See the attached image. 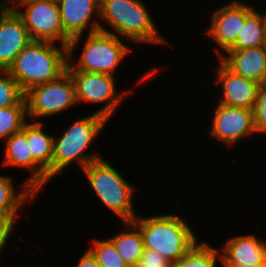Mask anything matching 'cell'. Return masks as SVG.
I'll return each instance as SVG.
<instances>
[{
    "instance_id": "ac0fdd59",
    "label": "cell",
    "mask_w": 266,
    "mask_h": 267,
    "mask_svg": "<svg viewBox=\"0 0 266 267\" xmlns=\"http://www.w3.org/2000/svg\"><path fill=\"white\" fill-rule=\"evenodd\" d=\"M42 121L26 122V139L33 159L47 172V183L52 180L54 135L45 132Z\"/></svg>"
},
{
    "instance_id": "ba28073f",
    "label": "cell",
    "mask_w": 266,
    "mask_h": 267,
    "mask_svg": "<svg viewBox=\"0 0 266 267\" xmlns=\"http://www.w3.org/2000/svg\"><path fill=\"white\" fill-rule=\"evenodd\" d=\"M9 5L22 18L32 41H48L68 47L71 39L64 33L57 2L12 1Z\"/></svg>"
},
{
    "instance_id": "44dd1931",
    "label": "cell",
    "mask_w": 266,
    "mask_h": 267,
    "mask_svg": "<svg viewBox=\"0 0 266 267\" xmlns=\"http://www.w3.org/2000/svg\"><path fill=\"white\" fill-rule=\"evenodd\" d=\"M265 45L264 13L255 9L246 19L235 43L228 50H243Z\"/></svg>"
},
{
    "instance_id": "3957f363",
    "label": "cell",
    "mask_w": 266,
    "mask_h": 267,
    "mask_svg": "<svg viewBox=\"0 0 266 267\" xmlns=\"http://www.w3.org/2000/svg\"><path fill=\"white\" fill-rule=\"evenodd\" d=\"M67 63V46L48 41H31L7 72L25 93L34 86L57 79L66 71Z\"/></svg>"
},
{
    "instance_id": "5bb4252c",
    "label": "cell",
    "mask_w": 266,
    "mask_h": 267,
    "mask_svg": "<svg viewBox=\"0 0 266 267\" xmlns=\"http://www.w3.org/2000/svg\"><path fill=\"white\" fill-rule=\"evenodd\" d=\"M214 78L216 86L220 84L222 88L218 103L254 109L261 84L234 74L220 60Z\"/></svg>"
},
{
    "instance_id": "4fadbf2b",
    "label": "cell",
    "mask_w": 266,
    "mask_h": 267,
    "mask_svg": "<svg viewBox=\"0 0 266 267\" xmlns=\"http://www.w3.org/2000/svg\"><path fill=\"white\" fill-rule=\"evenodd\" d=\"M31 41L22 18L9 4H0V70L7 71Z\"/></svg>"
},
{
    "instance_id": "ffe728a7",
    "label": "cell",
    "mask_w": 266,
    "mask_h": 267,
    "mask_svg": "<svg viewBox=\"0 0 266 267\" xmlns=\"http://www.w3.org/2000/svg\"><path fill=\"white\" fill-rule=\"evenodd\" d=\"M23 187L17 193L15 182L12 177L0 174V210L10 214H20V209L24 203L31 204L38 197L36 193L25 181L21 184ZM34 199V200H33ZM23 205V206H22Z\"/></svg>"
},
{
    "instance_id": "d6986e66",
    "label": "cell",
    "mask_w": 266,
    "mask_h": 267,
    "mask_svg": "<svg viewBox=\"0 0 266 267\" xmlns=\"http://www.w3.org/2000/svg\"><path fill=\"white\" fill-rule=\"evenodd\" d=\"M123 229L108 239L129 267H136L144 251L143 238L139 227L133 221L122 222ZM126 226V227H125Z\"/></svg>"
},
{
    "instance_id": "7402d4cb",
    "label": "cell",
    "mask_w": 266,
    "mask_h": 267,
    "mask_svg": "<svg viewBox=\"0 0 266 267\" xmlns=\"http://www.w3.org/2000/svg\"><path fill=\"white\" fill-rule=\"evenodd\" d=\"M218 250L206 242L197 241L172 267H216L219 262L222 263Z\"/></svg>"
},
{
    "instance_id": "cb8c5ba5",
    "label": "cell",
    "mask_w": 266,
    "mask_h": 267,
    "mask_svg": "<svg viewBox=\"0 0 266 267\" xmlns=\"http://www.w3.org/2000/svg\"><path fill=\"white\" fill-rule=\"evenodd\" d=\"M87 248L96 258L100 267H129L118 254L114 244L108 239H93Z\"/></svg>"
},
{
    "instance_id": "2e32d148",
    "label": "cell",
    "mask_w": 266,
    "mask_h": 267,
    "mask_svg": "<svg viewBox=\"0 0 266 267\" xmlns=\"http://www.w3.org/2000/svg\"><path fill=\"white\" fill-rule=\"evenodd\" d=\"M219 250L222 265L263 264L266 261V241L254 234H243L228 238Z\"/></svg>"
},
{
    "instance_id": "4dcf8cb0",
    "label": "cell",
    "mask_w": 266,
    "mask_h": 267,
    "mask_svg": "<svg viewBox=\"0 0 266 267\" xmlns=\"http://www.w3.org/2000/svg\"><path fill=\"white\" fill-rule=\"evenodd\" d=\"M13 1H51V2H57L58 0H13Z\"/></svg>"
},
{
    "instance_id": "7c38bea8",
    "label": "cell",
    "mask_w": 266,
    "mask_h": 267,
    "mask_svg": "<svg viewBox=\"0 0 266 267\" xmlns=\"http://www.w3.org/2000/svg\"><path fill=\"white\" fill-rule=\"evenodd\" d=\"M209 133L231 148L246 136L257 135L252 109L216 104ZM252 134V135H251Z\"/></svg>"
},
{
    "instance_id": "7a4b0ae2",
    "label": "cell",
    "mask_w": 266,
    "mask_h": 267,
    "mask_svg": "<svg viewBox=\"0 0 266 267\" xmlns=\"http://www.w3.org/2000/svg\"><path fill=\"white\" fill-rule=\"evenodd\" d=\"M108 120L95 112L87 117H80L61 133V136H54L53 157H52V180L62 174L65 168H69L74 162L82 170L91 162L102 156L95 151L87 152L96 139L103 133Z\"/></svg>"
},
{
    "instance_id": "9c48e42d",
    "label": "cell",
    "mask_w": 266,
    "mask_h": 267,
    "mask_svg": "<svg viewBox=\"0 0 266 267\" xmlns=\"http://www.w3.org/2000/svg\"><path fill=\"white\" fill-rule=\"evenodd\" d=\"M67 71L75 84L77 104L79 102L86 104L103 103L102 108L96 110L95 113L104 116L108 121L113 119L114 112L120 108V104L129 95L128 90L117 92L115 76L78 70Z\"/></svg>"
},
{
    "instance_id": "f546056e",
    "label": "cell",
    "mask_w": 266,
    "mask_h": 267,
    "mask_svg": "<svg viewBox=\"0 0 266 267\" xmlns=\"http://www.w3.org/2000/svg\"><path fill=\"white\" fill-rule=\"evenodd\" d=\"M224 267H266V261L263 264H258L254 266L249 265H223Z\"/></svg>"
},
{
    "instance_id": "484cf974",
    "label": "cell",
    "mask_w": 266,
    "mask_h": 267,
    "mask_svg": "<svg viewBox=\"0 0 266 267\" xmlns=\"http://www.w3.org/2000/svg\"><path fill=\"white\" fill-rule=\"evenodd\" d=\"M253 113L257 134H266V84L262 85L258 91Z\"/></svg>"
},
{
    "instance_id": "4316f807",
    "label": "cell",
    "mask_w": 266,
    "mask_h": 267,
    "mask_svg": "<svg viewBox=\"0 0 266 267\" xmlns=\"http://www.w3.org/2000/svg\"><path fill=\"white\" fill-rule=\"evenodd\" d=\"M19 216V214H10L0 210V253H2V249L6 248L11 233L13 235L14 225Z\"/></svg>"
},
{
    "instance_id": "52a82bcc",
    "label": "cell",
    "mask_w": 266,
    "mask_h": 267,
    "mask_svg": "<svg viewBox=\"0 0 266 267\" xmlns=\"http://www.w3.org/2000/svg\"><path fill=\"white\" fill-rule=\"evenodd\" d=\"M27 118L36 122L60 114L77 105L74 81L66 70L57 79L32 87L25 92ZM30 117V118H29Z\"/></svg>"
},
{
    "instance_id": "30bf717a",
    "label": "cell",
    "mask_w": 266,
    "mask_h": 267,
    "mask_svg": "<svg viewBox=\"0 0 266 267\" xmlns=\"http://www.w3.org/2000/svg\"><path fill=\"white\" fill-rule=\"evenodd\" d=\"M57 3L64 33L71 39L68 58H73L85 31L90 34L100 30V0H58Z\"/></svg>"
},
{
    "instance_id": "5b68a950",
    "label": "cell",
    "mask_w": 266,
    "mask_h": 267,
    "mask_svg": "<svg viewBox=\"0 0 266 267\" xmlns=\"http://www.w3.org/2000/svg\"><path fill=\"white\" fill-rule=\"evenodd\" d=\"M81 172L85 174L89 186L121 222L133 221L138 214L133 206L135 186L121 175L116 167L103 157L89 163Z\"/></svg>"
},
{
    "instance_id": "8992f818",
    "label": "cell",
    "mask_w": 266,
    "mask_h": 267,
    "mask_svg": "<svg viewBox=\"0 0 266 267\" xmlns=\"http://www.w3.org/2000/svg\"><path fill=\"white\" fill-rule=\"evenodd\" d=\"M82 53L75 58H68L66 70H78L114 76L124 58L132 52L121 37L104 31L87 34L83 39ZM74 61V62H73Z\"/></svg>"
},
{
    "instance_id": "6da1fadb",
    "label": "cell",
    "mask_w": 266,
    "mask_h": 267,
    "mask_svg": "<svg viewBox=\"0 0 266 267\" xmlns=\"http://www.w3.org/2000/svg\"><path fill=\"white\" fill-rule=\"evenodd\" d=\"M141 0H100V30L121 37L124 41H131L155 45H169L149 10ZM106 27V28H105Z\"/></svg>"
},
{
    "instance_id": "f1b7e54d",
    "label": "cell",
    "mask_w": 266,
    "mask_h": 267,
    "mask_svg": "<svg viewBox=\"0 0 266 267\" xmlns=\"http://www.w3.org/2000/svg\"><path fill=\"white\" fill-rule=\"evenodd\" d=\"M79 258L80 259L78 260V263L75 265V267H100L96 258L88 249H86L84 251V254Z\"/></svg>"
},
{
    "instance_id": "d6a6232c",
    "label": "cell",
    "mask_w": 266,
    "mask_h": 267,
    "mask_svg": "<svg viewBox=\"0 0 266 267\" xmlns=\"http://www.w3.org/2000/svg\"><path fill=\"white\" fill-rule=\"evenodd\" d=\"M264 20H265V47H266V12H264Z\"/></svg>"
},
{
    "instance_id": "9a60e30c",
    "label": "cell",
    "mask_w": 266,
    "mask_h": 267,
    "mask_svg": "<svg viewBox=\"0 0 266 267\" xmlns=\"http://www.w3.org/2000/svg\"><path fill=\"white\" fill-rule=\"evenodd\" d=\"M4 144L2 165L29 169L32 173L26 177L25 182L39 194L47 183V172L33 159L26 139V123L21 131L12 134Z\"/></svg>"
},
{
    "instance_id": "1f68e13d",
    "label": "cell",
    "mask_w": 266,
    "mask_h": 267,
    "mask_svg": "<svg viewBox=\"0 0 266 267\" xmlns=\"http://www.w3.org/2000/svg\"><path fill=\"white\" fill-rule=\"evenodd\" d=\"M13 0H0V4H9L11 3Z\"/></svg>"
},
{
    "instance_id": "83f0119b",
    "label": "cell",
    "mask_w": 266,
    "mask_h": 267,
    "mask_svg": "<svg viewBox=\"0 0 266 267\" xmlns=\"http://www.w3.org/2000/svg\"><path fill=\"white\" fill-rule=\"evenodd\" d=\"M136 267H172V264L158 252L144 249Z\"/></svg>"
},
{
    "instance_id": "8fae6325",
    "label": "cell",
    "mask_w": 266,
    "mask_h": 267,
    "mask_svg": "<svg viewBox=\"0 0 266 267\" xmlns=\"http://www.w3.org/2000/svg\"><path fill=\"white\" fill-rule=\"evenodd\" d=\"M242 1L232 0L210 14V26L204 33L218 46L214 48L217 58L235 43L245 19L256 9L252 4Z\"/></svg>"
},
{
    "instance_id": "d4e9b609",
    "label": "cell",
    "mask_w": 266,
    "mask_h": 267,
    "mask_svg": "<svg viewBox=\"0 0 266 267\" xmlns=\"http://www.w3.org/2000/svg\"><path fill=\"white\" fill-rule=\"evenodd\" d=\"M26 106L25 93L7 71L0 70V109Z\"/></svg>"
},
{
    "instance_id": "277c9868",
    "label": "cell",
    "mask_w": 266,
    "mask_h": 267,
    "mask_svg": "<svg viewBox=\"0 0 266 267\" xmlns=\"http://www.w3.org/2000/svg\"><path fill=\"white\" fill-rule=\"evenodd\" d=\"M133 222L140 229L144 248L158 252L172 265L198 240L189 223L172 213L145 218L137 216Z\"/></svg>"
},
{
    "instance_id": "603a6c76",
    "label": "cell",
    "mask_w": 266,
    "mask_h": 267,
    "mask_svg": "<svg viewBox=\"0 0 266 267\" xmlns=\"http://www.w3.org/2000/svg\"><path fill=\"white\" fill-rule=\"evenodd\" d=\"M28 121L26 106H9L0 109V142L22 130Z\"/></svg>"
},
{
    "instance_id": "e0dca14e",
    "label": "cell",
    "mask_w": 266,
    "mask_h": 267,
    "mask_svg": "<svg viewBox=\"0 0 266 267\" xmlns=\"http://www.w3.org/2000/svg\"><path fill=\"white\" fill-rule=\"evenodd\" d=\"M234 74L266 84V47L227 50L218 58Z\"/></svg>"
}]
</instances>
